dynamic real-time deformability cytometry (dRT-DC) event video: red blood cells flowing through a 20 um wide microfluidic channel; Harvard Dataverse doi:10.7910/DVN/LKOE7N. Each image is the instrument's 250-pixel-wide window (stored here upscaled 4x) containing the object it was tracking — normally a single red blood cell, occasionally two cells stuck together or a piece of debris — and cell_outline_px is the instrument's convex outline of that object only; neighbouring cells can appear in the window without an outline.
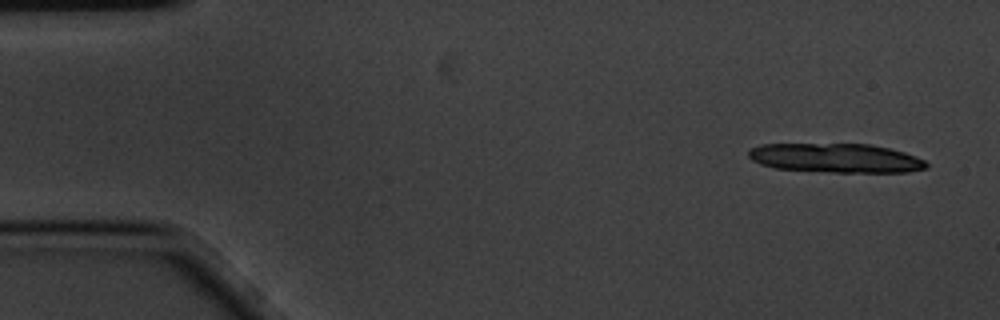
{"species": "common noctule bat (a hibernating species)", "species_latin": "Nyctalus noctula", "temperature_condition": "cold", "stored_images_in_passage": 6, "camera_frame_rate_fps": 3000, "um_per_image_px": 0.085, "animal": {"sex": "male", "body_mass_g": 20.1, "forearm_length_mm": 53.5}, "frame": {"image": 1, "passage_image": 1, "time_ms": 0.0, "image_size_px": [1000, 320], "cell_outline_px": [[928, 168], [908, 172], [832, 172], [776, 168], [760, 164], [752, 160], [748, 156], [748, 148], [760, 144], [872, 144], [904, 152], [916, 156], [924, 160], [928, 164]], "centroid_in_image_um": [71.04, 13.43], "position_along_channel_um": 14.0, "area_um2": 30.35}}
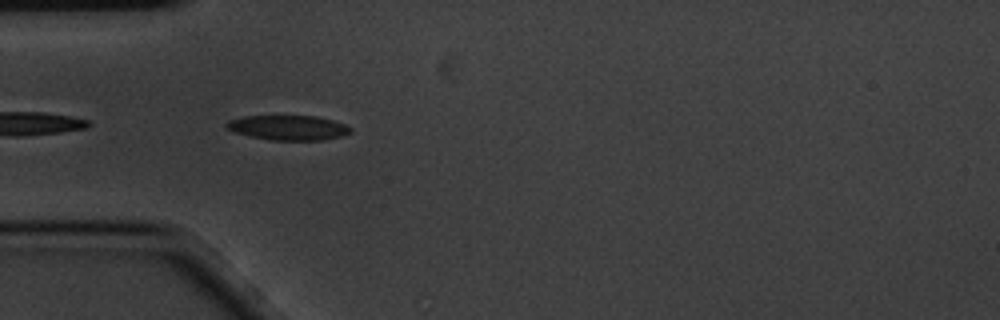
{"frame": {"image": 2, "passage_image": 5, "time_ms": 1.333, "image_size_px": [1000, 320], "cell_outline_px": [[352, 132], [340, 136], [320, 140], [272, 140], [252, 136], [236, 132], [224, 128], [224, 124], [228, 120], [244, 116], [316, 116], [332, 120], [344, 124], [352, 128]], "centroid_in_image_um": [24.48, 10.84], "position_along_channel_um": 60.5, "area_um2": 17.8}}
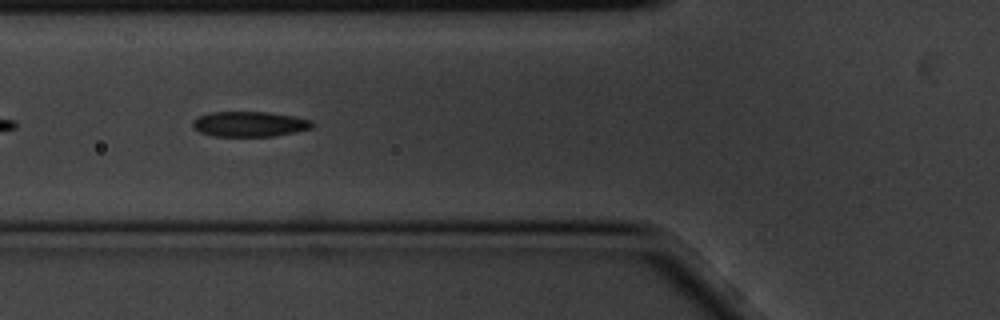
{"frame": {"image": 3, "passage_image": 6, "time_ms": 1.667, "image_size_px": [1000, 320], "cell_outline_px": [[312, 128], [296, 132], [272, 136], [212, 136], [200, 132], [192, 128], [192, 120], [200, 116], [212, 112], [268, 112], [292, 116], [312, 120]], "centroid_in_image_um": [21.18, 10.55], "position_along_channel_um": 104.6, "area_um2": 17.51}}